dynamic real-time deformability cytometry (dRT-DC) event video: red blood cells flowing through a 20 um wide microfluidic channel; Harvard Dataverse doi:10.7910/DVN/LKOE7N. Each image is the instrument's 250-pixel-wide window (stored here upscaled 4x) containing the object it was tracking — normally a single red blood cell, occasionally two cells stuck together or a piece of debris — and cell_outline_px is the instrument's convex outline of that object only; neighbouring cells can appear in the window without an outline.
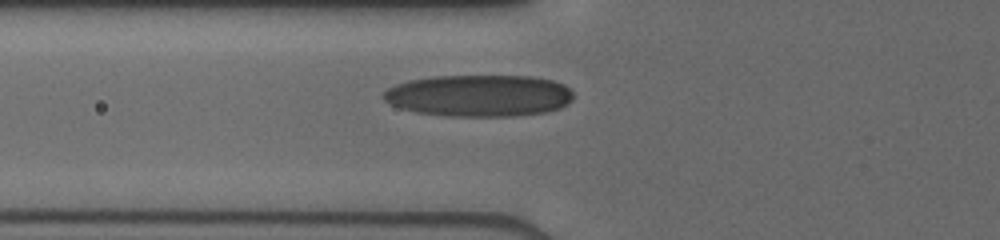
{"species": "human", "species_latin": "Homo sapiens", "temperature_condition": "cold", "stored_images_in_passage": 26, "camera_frame_rate_fps": 3000, "um_per_image_px": 0.085, "donor": {"sex": "male"}, "frame": {"image": 1, "passage_image": 3, "time_ms": 0.333, "image_size_px": [1000, 240], "cell_outline_px": [[572, 100], [568, 104], [560, 108], [548, 112], [520, 116], [448, 116], [416, 112], [400, 108], [384, 100], [380, 96], [388, 88], [396, 84], [408, 80], [432, 76], [532, 76], [552, 80], [564, 84], [572, 92]], "centroid_in_image_um": [40.73, 8.13], "position_along_channel_um": 85.1, "area_um2": 46.64}}
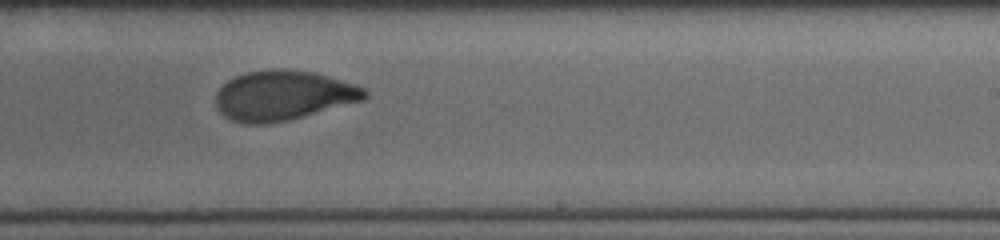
{"frame": {"image": 2, "passage_image": 17, "time_ms": 4.667, "image_size_px": [1000, 240], "cell_outline_px": [[368, 96], [364, 100], [288, 120], [264, 124], [244, 124], [232, 120], [224, 116], [220, 112], [216, 104], [216, 92], [228, 80], [244, 72], [272, 68], [284, 68], [316, 72], [356, 84], [364, 88], [368, 92]], "centroid_in_image_um": [24.08, 8.1], "position_along_channel_um": 264.9, "area_um2": 43.52}}
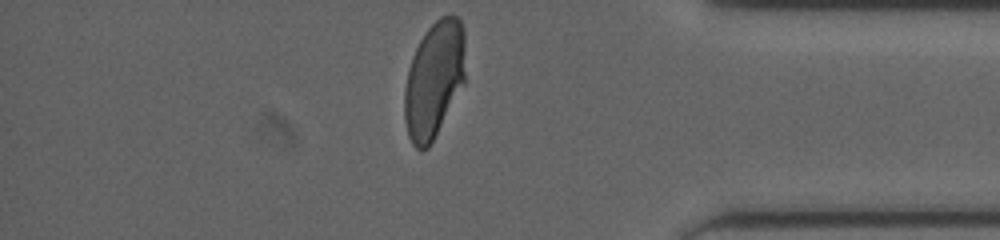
{"frame": {"image": 3, "passage_image": 26, "time_ms": 8.333, "image_size_px": [1000, 240], "cell_outline_px": [[464, 84], [428, 148], [420, 152], [412, 144], [408, 136], [404, 120], [404, 88], [408, 68], [412, 56], [424, 32], [440, 16], [456, 16], [460, 20], [464, 28]], "centroid_in_image_um": [36.87, 6.78], "position_along_channel_um": 398.3, "area_um2": 41.44}}